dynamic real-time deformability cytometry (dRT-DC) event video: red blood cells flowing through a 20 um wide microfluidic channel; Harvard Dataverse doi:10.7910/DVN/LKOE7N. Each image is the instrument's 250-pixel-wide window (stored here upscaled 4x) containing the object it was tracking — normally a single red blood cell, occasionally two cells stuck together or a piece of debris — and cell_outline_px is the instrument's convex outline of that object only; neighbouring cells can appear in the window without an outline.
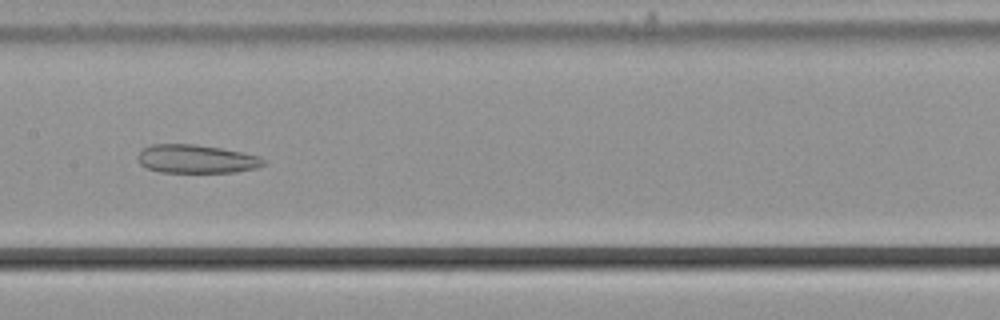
{"species": "common noctule bat (a hibernating species)", "species_latin": "Nyctalus noctula", "temperature_condition": "cold", "stored_images_in_passage": 43, "camera_frame_rate_fps": 3000, "um_per_image_px": 0.085, "animal": {"sex": "male", "body_mass_g": 21.5, "forearm_length_mm": 52.0}, "frame": {"image": 1, "passage_image": 19, "time_ms": 6.0, "image_size_px": [1000, 320], "cell_outline_px": [[268, 160], [264, 164], [256, 168], [236, 172], [160, 172], [148, 168], [140, 164], [136, 156], [140, 148], [152, 144], [192, 144], [220, 148], [260, 156]], "centroid_in_image_um": [16.66, 13.51], "position_along_channel_um": 190.7, "area_um2": 20.98}}
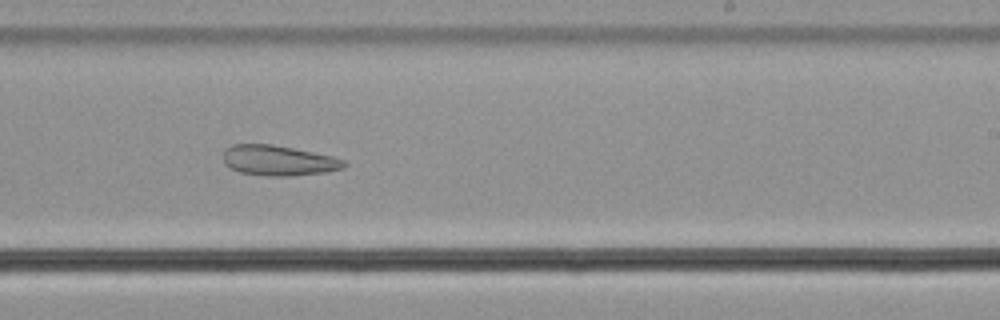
{"frame": {"image": 2, "passage_image": 25, "time_ms": 8.0, "image_size_px": [1000, 320], "cell_outline_px": [[348, 164], [344, 168], [324, 172], [292, 176], [268, 176], [240, 172], [224, 164], [224, 148], [232, 144], [272, 144], [332, 156], [344, 160]], "centroid_in_image_um": [23.66, 13.64], "position_along_channel_um": 265.3, "area_um2": 21.27}}
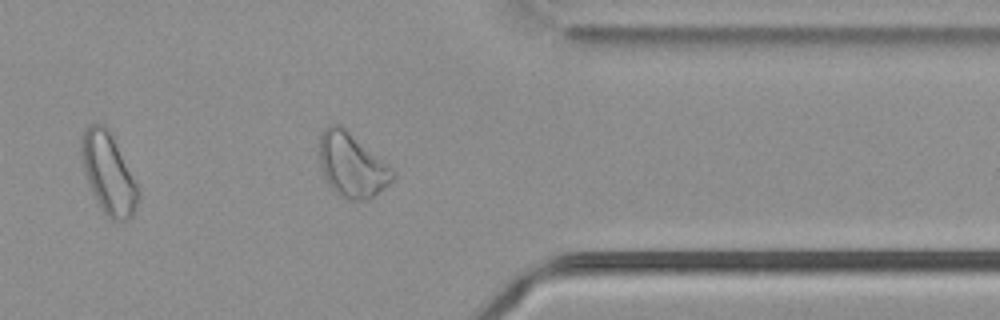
{"frame": {"image": 3, "passage_image": 35, "time_ms": 11.333, "image_size_px": [1000, 320], "cell_outline_px": [[396, 176], [384, 188], [372, 196], [364, 200], [348, 200], [340, 196], [328, 184], [324, 176], [320, 164], [320, 136], [324, 128], [328, 124], [340, 124], [392, 168], [396, 172]], "centroid_in_image_um": [29.9, 14.03], "position_along_channel_um": 381.5, "area_um2": 27.05}, "authors_computed_cell_mechanics": {"area_um2": 26.1834, "velocity_mm_per_s": 3.743, "shape_relaxation_time_tau1_ms": null, "shape_relaxation_time_tau2_ms": 4.7653, "deformation_change_tau1": null, "deformation_change_tau2": 0.1209}}